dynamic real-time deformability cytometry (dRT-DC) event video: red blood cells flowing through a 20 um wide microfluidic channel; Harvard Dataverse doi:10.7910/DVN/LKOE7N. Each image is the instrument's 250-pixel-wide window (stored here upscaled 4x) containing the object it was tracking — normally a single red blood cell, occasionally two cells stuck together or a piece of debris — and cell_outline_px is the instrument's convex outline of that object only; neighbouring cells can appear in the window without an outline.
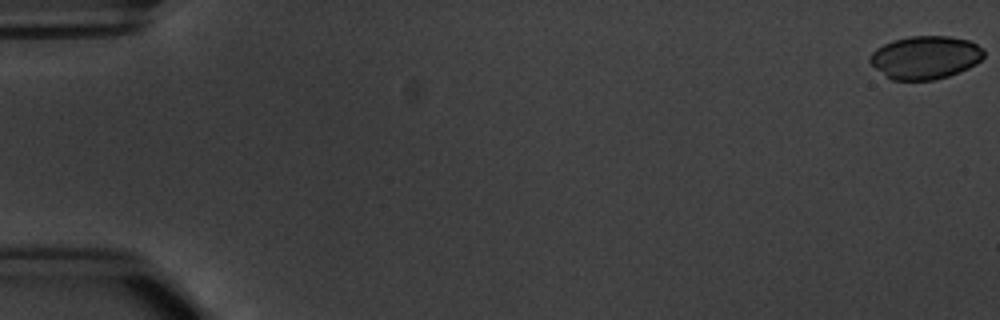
{"species": "common noctule bat (a hibernating species)", "species_latin": "Nyctalus noctula", "temperature_condition": "warm", "stored_images_in_passage": 25, "camera_frame_rate_fps": 3000, "um_per_image_px": 0.085, "animal": {"sex": "male", "body_mass_g": 20.1, "forearm_length_mm": 53.5}, "frame": {"image": 1, "passage_image": 1, "time_ms": 0.0, "image_size_px": [1000, 320], "cell_outline_px": [[984, 56], [976, 64], [960, 72], [936, 80], [892, 80], [876, 68], [868, 60], [872, 52], [876, 48], [892, 40], [908, 36], [948, 36], [968, 40], [984, 48]], "centroid_in_image_um": [78.66, 4.88], "position_along_channel_um": 6.3, "area_um2": 28.67}}